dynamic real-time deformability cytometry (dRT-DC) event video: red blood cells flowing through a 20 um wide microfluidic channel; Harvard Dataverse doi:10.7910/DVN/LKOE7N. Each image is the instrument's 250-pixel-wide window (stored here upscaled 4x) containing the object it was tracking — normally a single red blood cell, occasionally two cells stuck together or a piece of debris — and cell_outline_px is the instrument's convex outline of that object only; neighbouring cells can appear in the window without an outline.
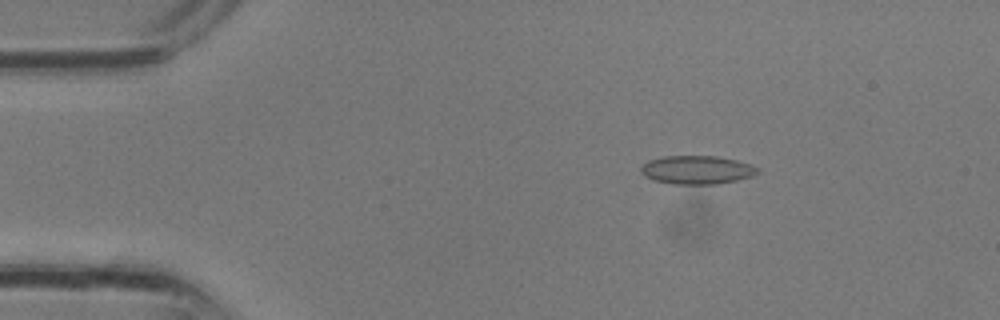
{"species": "common noctule bat (a hibernating species)", "species_latin": "Nyctalus noctula", "temperature_condition": "room temperature", "stored_images_in_passage": 30, "camera_frame_rate_fps": 3000, "um_per_image_px": 0.085, "animal": {"sex": "male", "body_mass_g": 13.3}, "frame": {"image": 1, "passage_image": 3, "time_ms": 0.667, "image_size_px": [1000, 320], "cell_outline_px": [[760, 172], [752, 176], [736, 180], [716, 184], [676, 184], [656, 180], [644, 176], [640, 172], [640, 168], [648, 160], [664, 156], [716, 156], [736, 160], [760, 168]], "centroid_in_image_um": [59.24, 14.43], "position_along_channel_um": 25.8, "area_um2": 19.25}}
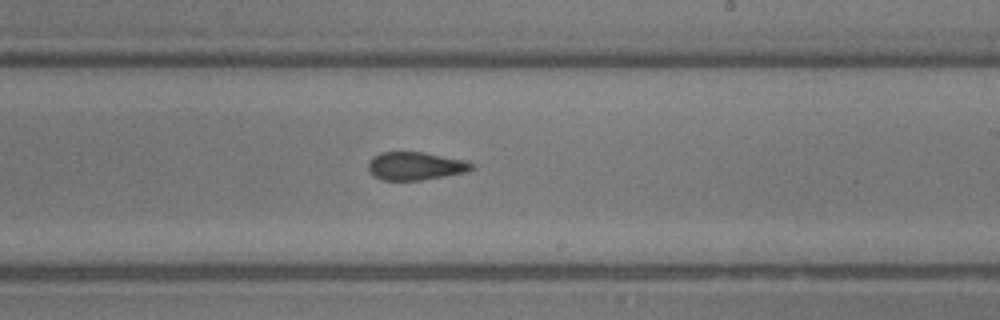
{"frame": {"image": 2, "passage_image": 17, "time_ms": 5.333, "image_size_px": [1000, 320], "cell_outline_px": [[476, 168], [464, 172], [444, 176], [420, 180], [380, 180], [368, 168], [368, 160], [372, 156], [380, 152], [424, 152], [460, 160], [472, 164]], "centroid_in_image_um": [35.25, 14.1], "position_along_channel_um": 253.8, "area_um2": 16.65}}
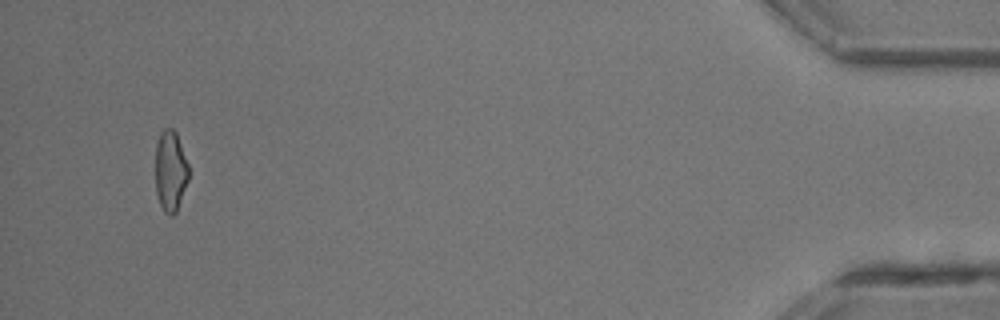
{"frame": {"image": 3, "passage_image": 29, "time_ms": 9.333, "image_size_px": [1000, 320], "cell_outline_px": [[188, 180], [176, 212], [172, 216], [168, 216], [164, 212], [160, 204], [156, 192], [156, 144], [160, 132], [164, 128], [172, 128], [176, 132], [188, 164]], "centroid_in_image_um": [14.48, 14.53], "position_along_channel_um": 420.7, "area_um2": 15.61}}